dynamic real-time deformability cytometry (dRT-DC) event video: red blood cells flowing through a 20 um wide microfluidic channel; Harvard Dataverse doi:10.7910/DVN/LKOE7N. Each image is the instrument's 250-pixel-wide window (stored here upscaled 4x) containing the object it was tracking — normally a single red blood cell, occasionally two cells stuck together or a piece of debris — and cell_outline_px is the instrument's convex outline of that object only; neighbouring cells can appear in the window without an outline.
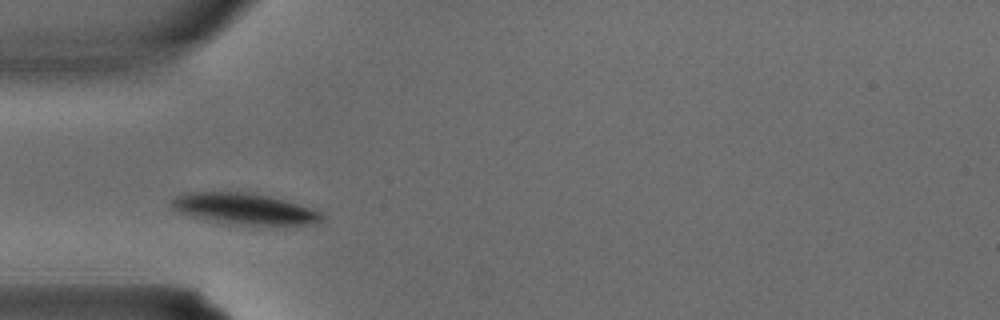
{"species": "common noctule bat (a hibernating species)", "species_latin": "Nyctalus noctula", "temperature_condition": "warm", "stored_images_in_passage": 1, "camera_frame_rate_fps": 3000, "um_per_image_px": 0.085, "animal": {"sex": "male", "body_mass_g": 15.6}, "frame": {"image": 1, "passage_image": 1, "time_ms": 0.0, "image_size_px": [1000, 320], "cell_outline_px": [[328, 216], [324, 220], [308, 224], [280, 228], [252, 228], [192, 216], [180, 212], [172, 208], [168, 204], [168, 200], [176, 196], [188, 192], [244, 192], [268, 196], [300, 204], [320, 212]], "centroid_in_image_um": [20.85, 17.81], "position_along_channel_um": 64.1, "area_um2": 28.44}}